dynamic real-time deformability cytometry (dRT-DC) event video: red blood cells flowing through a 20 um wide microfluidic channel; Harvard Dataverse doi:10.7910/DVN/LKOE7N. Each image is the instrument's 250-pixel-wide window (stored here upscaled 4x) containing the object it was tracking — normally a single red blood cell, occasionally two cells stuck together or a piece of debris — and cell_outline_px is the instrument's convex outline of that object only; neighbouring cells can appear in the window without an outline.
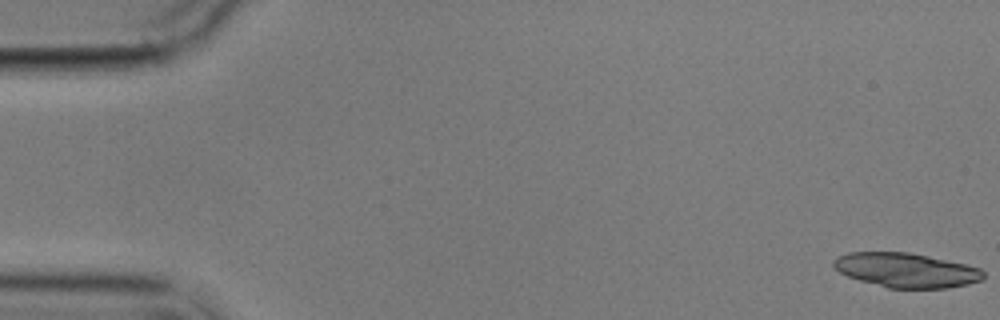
{"species": "common noctule bat (a hibernating species)", "species_latin": "Nyctalus noctula", "temperature_condition": "cold", "stored_images_in_passage": 6, "camera_frame_rate_fps": 3000, "um_per_image_px": 0.085, "animal": {"sex": "male", "body_mass_g": 17.9}, "frame": {"image": 1, "passage_image": 1, "time_ms": 0.0, "image_size_px": [1000, 320], "cell_outline_px": [[984, 280], [968, 284], [948, 288], [888, 288], [860, 280], [848, 276], [840, 272], [832, 264], [832, 260], [848, 252], [908, 252], [928, 256], [964, 264], [980, 268], [984, 272]], "centroid_in_image_um": [77.04, 22.97], "position_along_channel_um": 8.0, "area_um2": 29.94}}